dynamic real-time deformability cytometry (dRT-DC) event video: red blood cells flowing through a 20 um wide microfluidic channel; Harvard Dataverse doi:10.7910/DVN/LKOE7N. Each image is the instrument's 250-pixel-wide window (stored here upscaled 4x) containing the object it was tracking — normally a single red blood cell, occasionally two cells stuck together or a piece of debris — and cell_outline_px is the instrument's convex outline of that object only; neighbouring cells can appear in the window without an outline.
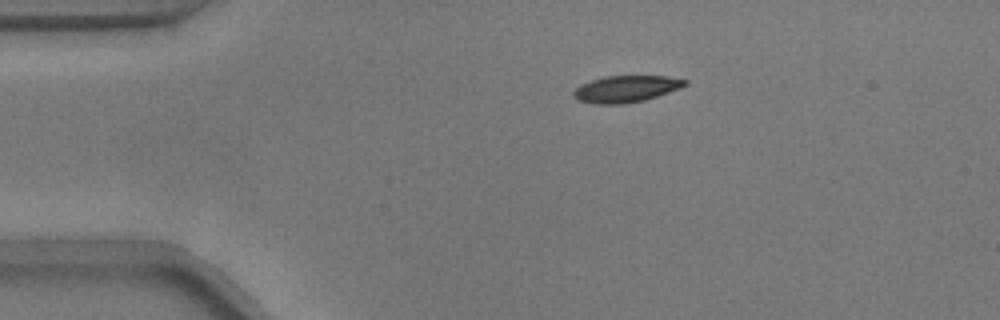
{"species": "common noctule bat (a hibernating species)", "species_latin": "Nyctalus noctula", "temperature_condition": "warm", "stored_images_in_passage": 48, "camera_frame_rate_fps": 3000, "um_per_image_px": 0.085, "animal": {"sex": "male", "body_mass_g": 17.9}, "frame": {"image": 1, "passage_image": 5, "time_ms": 1.333, "image_size_px": [1000, 320], "cell_outline_px": [[688, 84], [680, 88], [644, 100], [624, 104], [596, 104], [580, 100], [572, 96], [572, 92], [580, 84], [604, 76], [668, 76], [688, 80]], "centroid_in_image_um": [53.21, 7.55], "position_along_channel_um": 31.8, "area_um2": 17.28}}
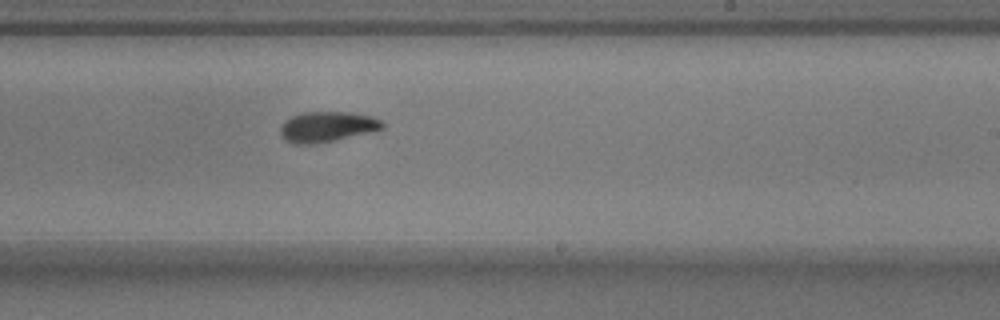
{"frame": {"image": 2, "passage_image": 27, "time_ms": 8.667, "image_size_px": [1000, 320], "cell_outline_px": [[384, 128], [376, 132], [316, 144], [296, 144], [284, 140], [280, 132], [280, 128], [284, 120], [300, 112], [352, 112], [372, 116], [384, 120]], "centroid_in_image_um": [27.86, 10.77], "position_along_channel_um": 261.1, "area_um2": 18.61}}
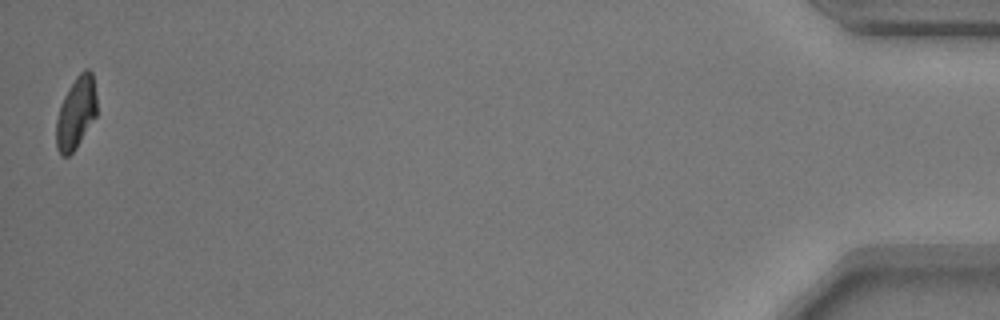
{"frame": {"image": 3, "passage_image": 48, "time_ms": 15.667, "image_size_px": [1000, 320], "cell_outline_px": [[96, 116], [76, 148], [68, 156], [60, 156], [56, 148], [56, 120], [60, 104], [64, 96], [76, 76], [84, 68], [88, 68], [92, 72], [96, 96]], "centroid_in_image_um": [6.45, 9.6], "position_along_channel_um": 428.8, "area_um2": 17.11}, "authors_computed_cell_mechanics": {"area_um2": 17.9758, "velocity_mm_per_s": 3.7371, "shape_relaxation_time_tau1_ms": 5.6034, "shape_relaxation_time_tau2_ms": 3.1537, "deformation_change_tau1": 0.1816, "deformation_change_tau2": 0.0845}}